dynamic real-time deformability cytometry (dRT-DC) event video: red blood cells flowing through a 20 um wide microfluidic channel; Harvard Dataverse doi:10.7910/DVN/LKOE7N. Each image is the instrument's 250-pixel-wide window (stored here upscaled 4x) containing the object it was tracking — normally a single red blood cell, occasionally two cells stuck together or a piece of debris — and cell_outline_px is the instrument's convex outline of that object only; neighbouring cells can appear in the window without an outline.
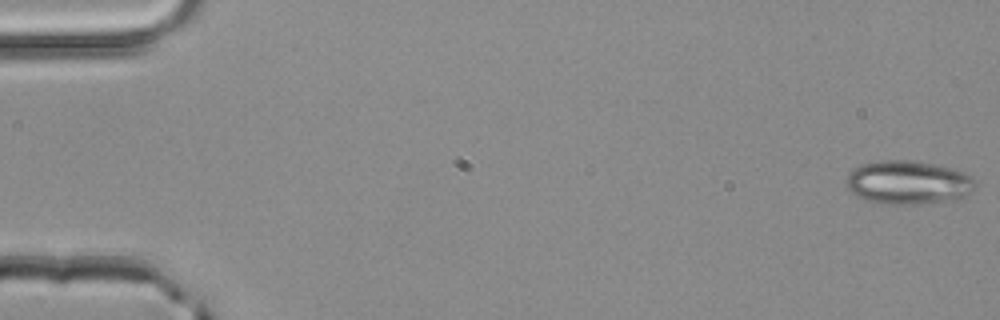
{"species": "common noctule bat (a hibernating species)", "species_latin": "Nyctalus noctula", "temperature_condition": "room temperature", "stored_images_in_passage": 4, "camera_frame_rate_fps": 3000, "um_per_image_px": 0.085, "animal": {"sex": "male", "body_mass_g": 20.4}, "frame": {"image": 1, "passage_image": 1, "time_ms": 0.0, "image_size_px": [1000, 320], "cell_outline_px": [[976, 184], [972, 192], [956, 200], [916, 204], [888, 204], [868, 200], [852, 192], [848, 188], [848, 176], [852, 168], [860, 164], [880, 160], [916, 160], [936, 164], [952, 168], [964, 172], [972, 176]], "centroid_in_image_um": [77.25, 15.49], "position_along_channel_um": 7.8, "area_um2": 32.89}}